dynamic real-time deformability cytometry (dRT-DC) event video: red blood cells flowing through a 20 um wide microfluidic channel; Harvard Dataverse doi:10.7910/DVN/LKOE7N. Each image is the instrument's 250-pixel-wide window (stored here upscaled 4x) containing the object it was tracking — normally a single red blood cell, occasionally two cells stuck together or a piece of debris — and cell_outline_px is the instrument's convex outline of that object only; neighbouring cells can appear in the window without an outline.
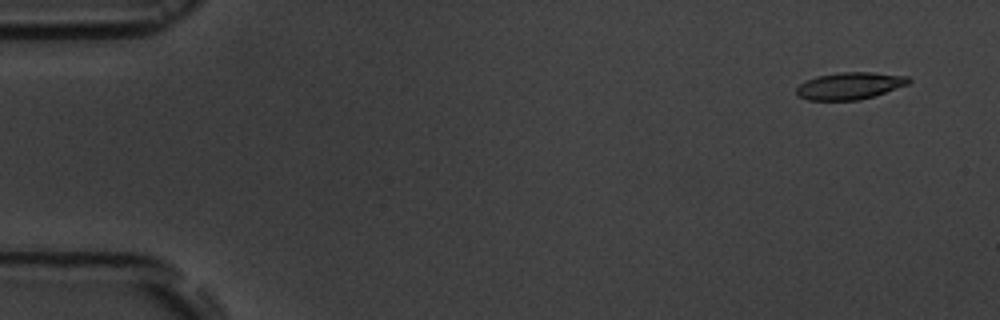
{"species": "common noctule bat (a hibernating species)", "species_latin": "Nyctalus noctula", "temperature_condition": "room temperature", "stored_images_in_passage": 5, "camera_frame_rate_fps": 3000, "um_per_image_px": 0.085, "animal": {"sex": "male", "body_mass_g": 19.5, "forearm_length_mm": 54.6}, "frame": {"image": 1, "passage_image": 1, "time_ms": 0.0, "image_size_px": [1000, 320], "cell_outline_px": [[912, 80], [908, 84], [860, 100], [808, 100], [796, 96], [796, 88], [800, 84], [816, 76], [840, 72], [872, 72], [908, 76]], "centroid_in_image_um": [72.2, 7.29], "position_along_channel_um": 12.8, "area_um2": 17.63}}
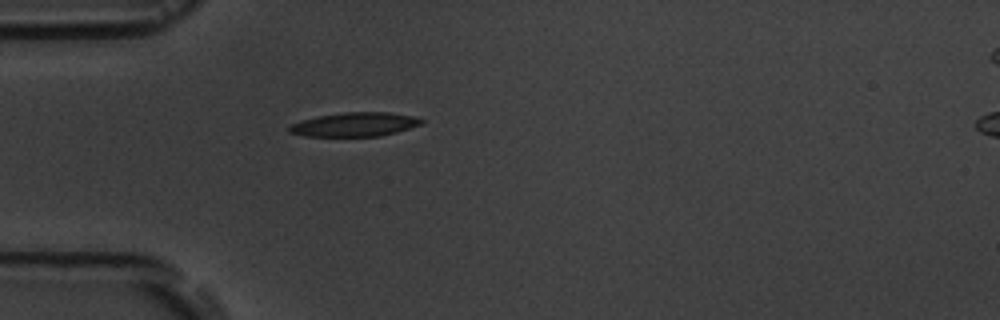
{"frame": {"image": 2, "passage_image": 5, "time_ms": 4.333, "image_size_px": [1000, 320], "cell_outline_px": [[424, 120], [420, 124], [396, 132], [380, 136], [304, 136], [288, 132], [288, 128], [292, 124], [300, 120], [320, 116], [344, 112], [388, 112], [412, 116]], "centroid_in_image_um": [30.11, 10.58], "position_along_channel_um": 54.9, "area_um2": 18.26}}